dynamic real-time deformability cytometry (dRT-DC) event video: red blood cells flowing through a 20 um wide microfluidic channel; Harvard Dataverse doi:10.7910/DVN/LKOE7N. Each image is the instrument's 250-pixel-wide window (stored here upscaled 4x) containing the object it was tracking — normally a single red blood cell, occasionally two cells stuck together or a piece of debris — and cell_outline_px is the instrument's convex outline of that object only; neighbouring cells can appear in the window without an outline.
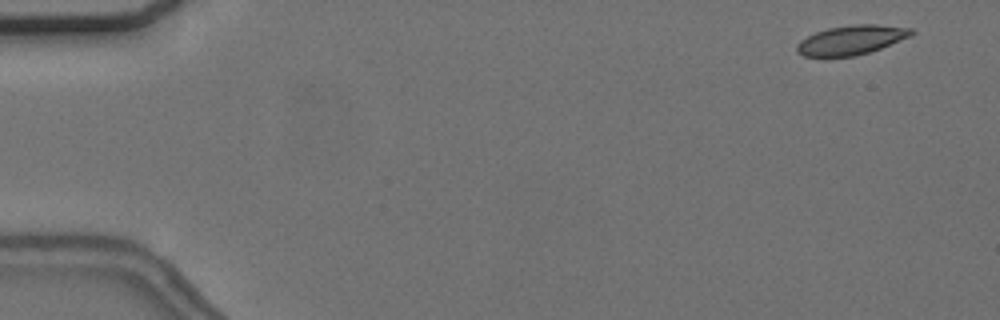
{"species": "common noctule bat (a hibernating species)", "species_latin": "Nyctalus noctula", "temperature_condition": "cold", "stored_images_in_passage": 53, "camera_frame_rate_fps": 3000, "um_per_image_px": 0.085, "animal": {"sex": "female", "body_mass_g": 24.6, "forearm_length_mm": 56.2}, "frame": {"image": 1, "passage_image": 3, "time_ms": 0.667, "image_size_px": [1000, 320], "cell_outline_px": [[916, 32], [912, 36], [880, 48], [868, 52], [852, 56], [804, 56], [796, 52], [796, 44], [800, 40], [816, 32], [828, 28], [852, 24], [876, 24], [912, 28]], "centroid_in_image_um": [72.38, 3.38], "position_along_channel_um": 12.6, "area_um2": 19.54}}
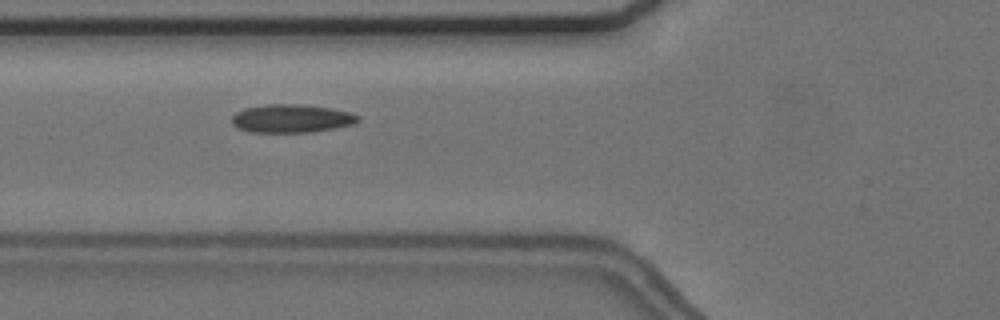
{"frame": {"image": 2, "passage_image": 21, "time_ms": 6.667, "image_size_px": [1000, 320], "cell_outline_px": [[360, 120], [352, 124], [336, 128], [312, 132], [248, 132], [236, 128], [232, 124], [232, 116], [236, 112], [244, 108], [268, 104], [296, 104], [332, 108], [352, 112], [360, 116]], "centroid_in_image_um": [24.78, 10.07], "position_along_channel_um": 101.0, "area_um2": 20.98}}
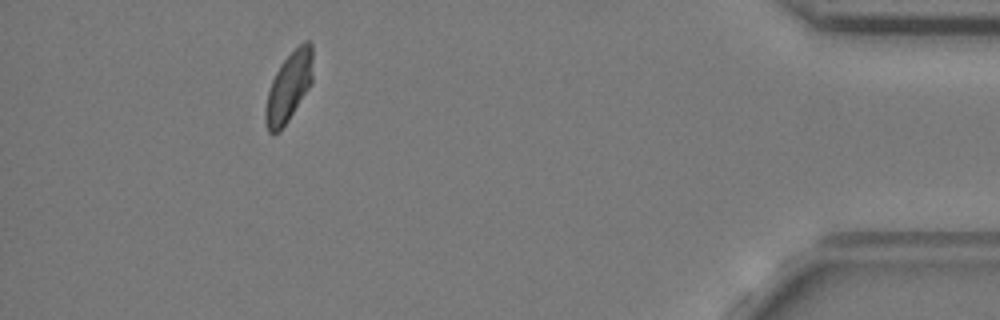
{"frame": {"image": 3, "passage_image": 51, "time_ms": 16.667, "image_size_px": [1000, 320], "cell_outline_px": [[312, 84], [280, 132], [272, 136], [268, 132], [264, 120], [264, 108], [268, 92], [272, 80], [280, 64], [304, 40], [308, 40], [312, 44]], "centroid_in_image_um": [24.53, 7.44], "position_along_channel_um": 410.7, "area_um2": 19.31}}